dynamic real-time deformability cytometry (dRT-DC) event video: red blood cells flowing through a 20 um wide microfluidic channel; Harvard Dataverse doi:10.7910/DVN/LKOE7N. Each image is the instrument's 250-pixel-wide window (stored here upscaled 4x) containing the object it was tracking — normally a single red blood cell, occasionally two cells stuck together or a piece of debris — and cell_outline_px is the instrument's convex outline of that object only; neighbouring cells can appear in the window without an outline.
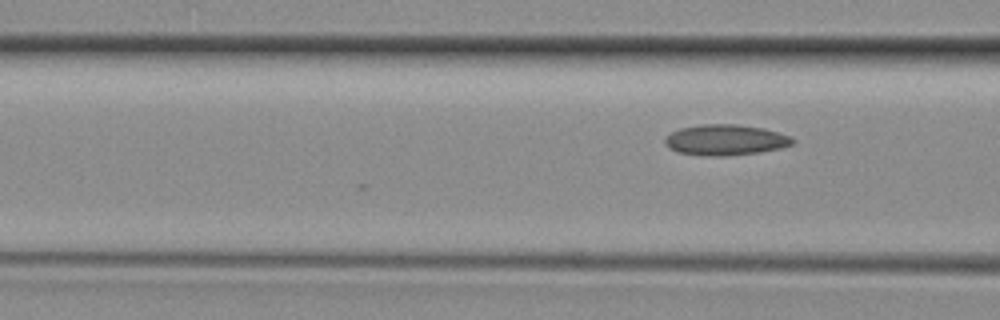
{"species": "common noctule bat (a hibernating species)", "species_latin": "Nyctalus noctula", "temperature_condition": "room temperature", "stored_images_in_passage": 4, "camera_frame_rate_fps": 3000, "um_per_image_px": 0.085, "animal": {"sex": "female", "body_mass_g": 29.2, "forearm_length_mm": 56.3}, "frame": {"image": 1, "passage_image": 4, "time_ms": 1.0, "image_size_px": [1000, 320], "cell_outline_px": [[796, 140], [792, 144], [780, 148], [760, 152], [728, 156], [704, 156], [676, 152], [668, 148], [664, 144], [664, 140], [672, 132], [680, 128], [700, 124], [736, 124], [764, 128], [780, 132], [792, 136]], "centroid_in_image_um": [61.67, 11.9], "position_along_channel_um": 104.9, "area_um2": 23.18}}